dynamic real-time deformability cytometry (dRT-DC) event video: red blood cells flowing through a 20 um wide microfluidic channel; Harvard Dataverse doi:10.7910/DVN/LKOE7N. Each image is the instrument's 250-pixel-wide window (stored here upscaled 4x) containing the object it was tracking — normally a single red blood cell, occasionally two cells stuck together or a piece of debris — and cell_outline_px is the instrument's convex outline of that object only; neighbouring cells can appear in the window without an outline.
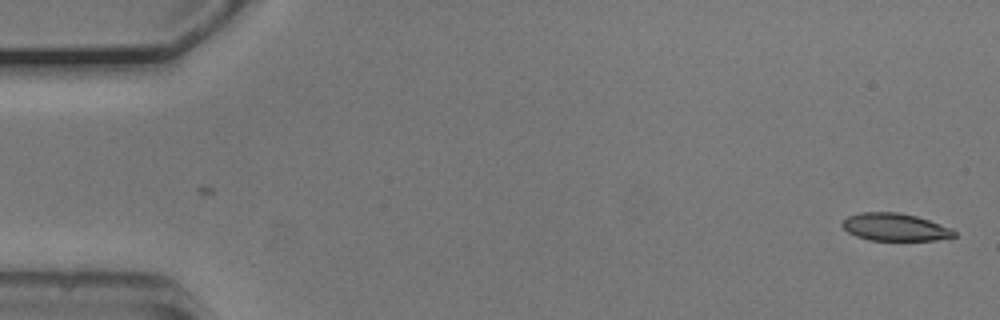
{"species": "common noctule bat (a hibernating species)", "species_latin": "Nyctalus noctula", "temperature_condition": "cold", "stored_images_in_passage": 53, "camera_frame_rate_fps": 3000, "um_per_image_px": 0.085, "animal": {"sex": "male", "body_mass_g": 20.5, "forearm_length_mm": 52.5}, "frame": {"image": 1, "passage_image": 1, "time_ms": 0.0, "image_size_px": [1000, 320], "cell_outline_px": [[956, 236], [936, 240], [868, 240], [856, 236], [848, 232], [840, 224], [848, 216], [860, 212], [900, 212], [916, 216], [952, 228], [956, 232]], "centroid_in_image_um": [76.06, 19.3], "position_along_channel_um": 8.9, "area_um2": 17.98}}
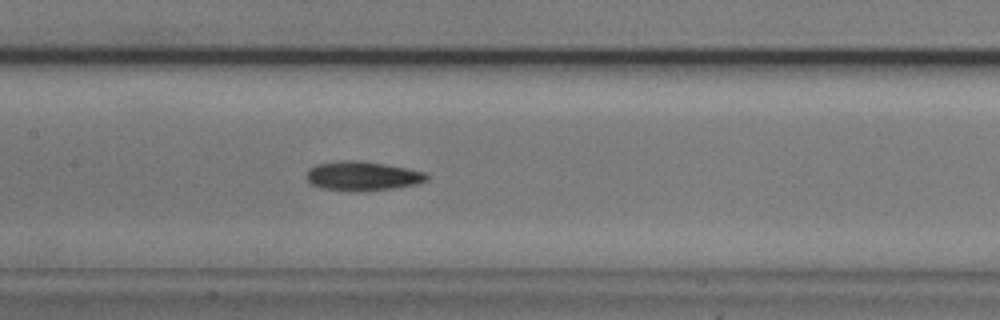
{"frame": {"image": 2, "passage_image": 25, "time_ms": 8.0, "image_size_px": [1000, 320], "cell_outline_px": [[428, 180], [416, 184], [392, 188], [356, 192], [352, 192], [320, 188], [312, 184], [304, 176], [308, 168], [316, 164], [340, 160], [360, 160], [408, 168], [424, 172], [428, 176]], "centroid_in_image_um": [30.75, 14.96], "position_along_channel_um": 176.6, "area_um2": 20.75}}
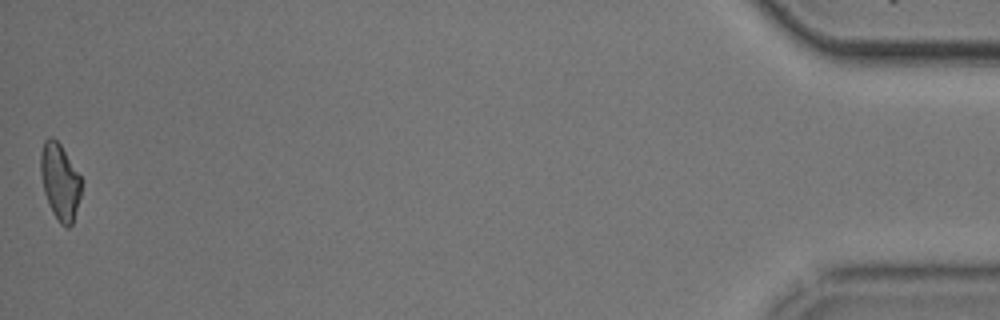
{"frame": {"image": 3, "passage_image": 53, "time_ms": 17.333, "image_size_px": [1000, 320], "cell_outline_px": [[80, 196], [72, 224], [68, 228], [64, 228], [60, 224], [52, 212], [48, 204], [44, 192], [40, 172], [40, 152], [44, 140], [48, 136], [52, 136], [60, 144], [80, 176]], "centroid_in_image_um": [5.06, 15.44], "position_along_channel_um": 430.1, "area_um2": 18.03}, "authors_computed_cell_mechanics": {"area_um2": 19.1896, "velocity_mm_per_s": 3.7448, "shape_relaxation_time_tau1_ms": null, "shape_relaxation_time_tau2_ms": 6.7019, "deformation_change_tau1": null, "deformation_change_tau2": 0.1485}}